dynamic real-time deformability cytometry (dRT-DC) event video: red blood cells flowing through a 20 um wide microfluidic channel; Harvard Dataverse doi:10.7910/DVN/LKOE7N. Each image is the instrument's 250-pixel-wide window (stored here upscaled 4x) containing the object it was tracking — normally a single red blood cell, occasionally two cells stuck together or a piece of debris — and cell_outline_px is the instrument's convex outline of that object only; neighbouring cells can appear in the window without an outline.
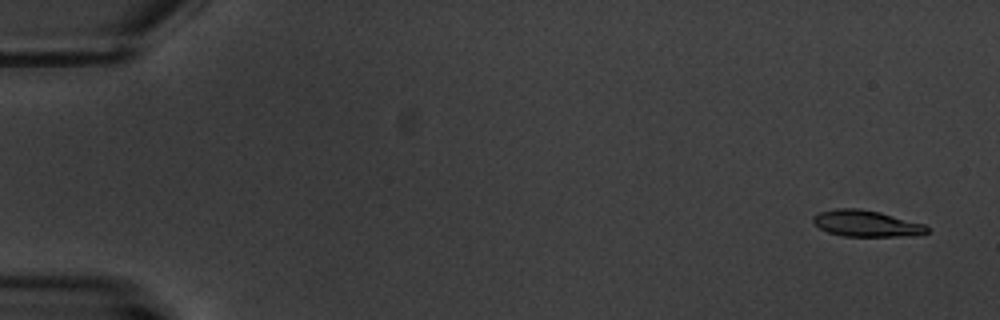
{"species": "common noctule bat (a hibernating species)", "species_latin": "Nyctalus noctula", "temperature_condition": "warm", "stored_images_in_passage": 9, "camera_frame_rate_fps": 3000, "um_per_image_px": 0.085, "animal": {"sex": "male", "body_mass_g": 20.1, "forearm_length_mm": 53.5}, "frame": {"image": 1, "passage_image": 1, "time_ms": 0.0, "image_size_px": [1000, 320], "cell_outline_px": [[928, 232], [916, 236], [844, 236], [828, 232], [820, 228], [812, 220], [812, 216], [820, 212], [836, 208], [856, 208], [880, 212], [924, 224], [928, 228]], "centroid_in_image_um": [73.64, 19.0], "position_along_channel_um": 11.4, "area_um2": 17.4}}
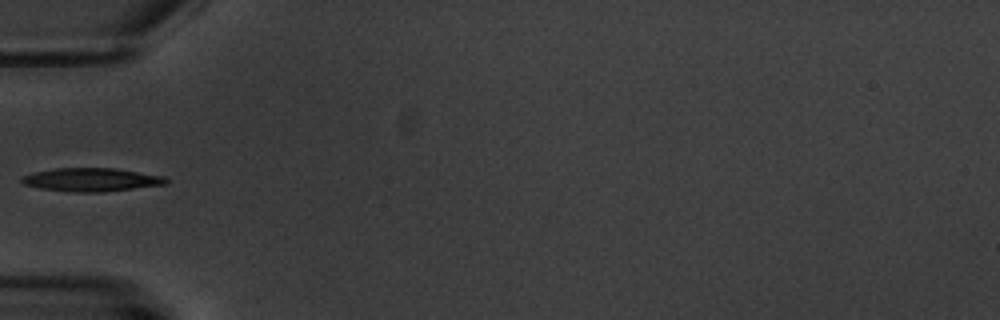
{"frame": {"image": 2, "passage_image": 5, "time_ms": 6.0, "image_size_px": [1000, 320], "cell_outline_px": [[168, 184], [104, 192], [76, 192], [40, 188], [24, 184], [20, 180], [20, 176], [36, 172], [56, 168], [116, 168], [164, 176], [168, 180]], "centroid_in_image_um": [7.79, 15.27], "position_along_channel_um": 77.2, "area_um2": 19.65}}